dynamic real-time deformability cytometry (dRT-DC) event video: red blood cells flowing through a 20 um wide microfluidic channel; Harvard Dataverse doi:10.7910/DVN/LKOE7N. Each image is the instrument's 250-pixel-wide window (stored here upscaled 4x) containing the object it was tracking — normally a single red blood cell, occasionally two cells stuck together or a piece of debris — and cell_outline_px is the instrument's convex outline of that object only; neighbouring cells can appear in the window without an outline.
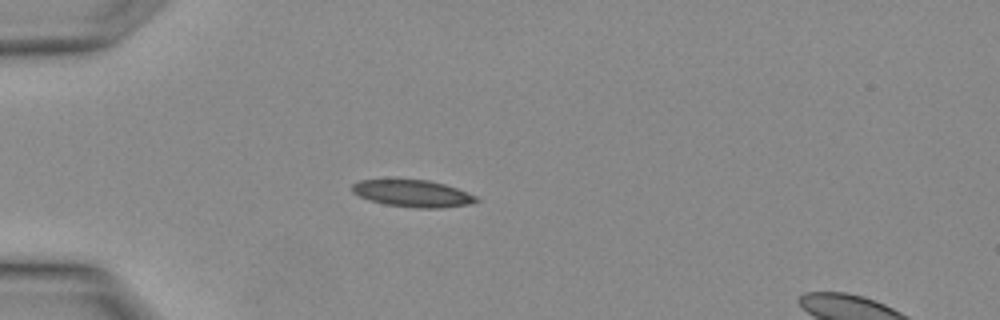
{"species": "Egyptian fruit bat (a non-hibernating species)", "species_latin": "Rousettus aegyptiacus", "temperature_condition": "warm", "stored_images_in_passage": 2, "segment_of_instrument_passage": [1, 2], "camera_frame_rate_fps": 3000, "um_per_image_px": 0.085, "animal": {"sex": "female"}, "frame": {"image": 1, "passage_image": 1, "time_ms": 0.0, "image_size_px": [1000, 320], "cell_outline_px": [[480, 200], [472, 204], [440, 208], [420, 208], [384, 204], [368, 200], [352, 192], [352, 184], [360, 180], [428, 180], [444, 184], [456, 188], [476, 196]], "centroid_in_image_um": [35.09, 16.45], "position_along_channel_um": 49.9, "area_um2": 19.36}}